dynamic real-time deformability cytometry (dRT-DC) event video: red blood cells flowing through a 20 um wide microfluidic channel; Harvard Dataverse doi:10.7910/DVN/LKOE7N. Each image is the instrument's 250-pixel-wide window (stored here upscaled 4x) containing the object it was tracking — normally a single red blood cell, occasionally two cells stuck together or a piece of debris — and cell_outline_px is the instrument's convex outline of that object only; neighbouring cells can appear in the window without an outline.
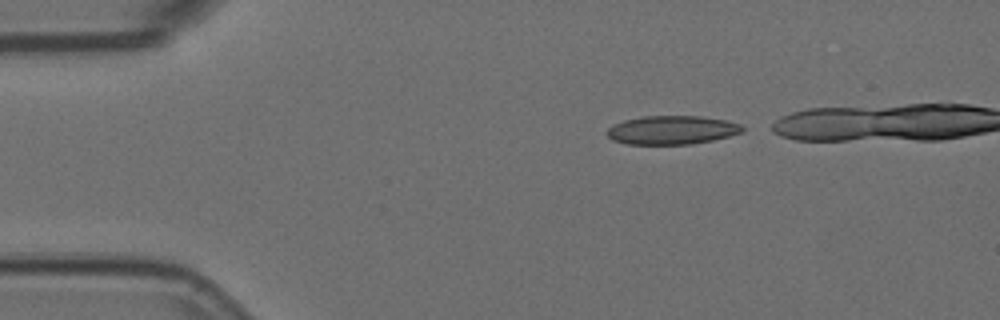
{"species": "Egyptian fruit bat (a non-hibernating species)", "species_latin": "Rousettus aegyptiacus", "temperature_condition": "room temperature", "stored_images_in_passage": 7, "segment_of_instrument_passage": [1, 2], "camera_frame_rate_fps": 3000, "um_per_image_px": 0.085, "animal": {"sex": "female"}, "frame": {"image": 1, "passage_image": 1, "time_ms": 0.0, "image_size_px": [1000, 320], "cell_outline_px": [[744, 132], [712, 140], [692, 144], [628, 144], [612, 140], [604, 132], [612, 124], [624, 120], [644, 116], [700, 116], [724, 120], [740, 124], [744, 128]], "centroid_in_image_um": [57.08, 11.05], "position_along_channel_um": 27.9, "area_um2": 22.66}}
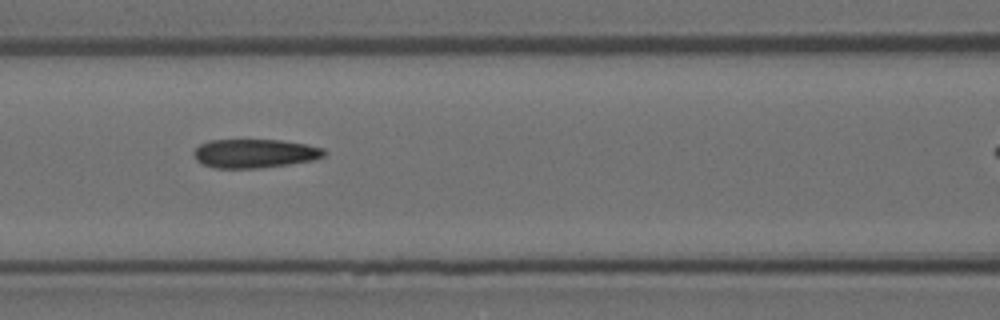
{"frame": {"image": 2, "passage_image": 5, "time_ms": 1.333, "image_size_px": [1000, 320], "cell_outline_px": [[324, 156], [312, 160], [288, 164], [256, 168], [216, 168], [204, 164], [196, 160], [192, 152], [200, 144], [208, 140], [280, 140], [308, 144], [324, 148]], "centroid_in_image_um": [21.63, 13.03], "position_along_channel_um": 145.0, "area_um2": 21.79}}
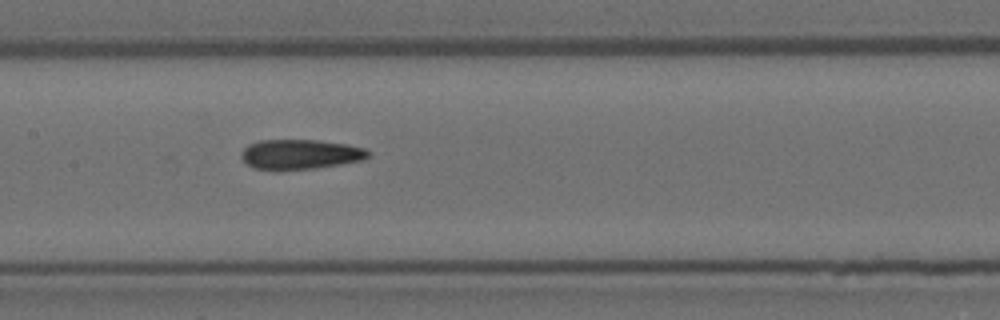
{"frame": {"image": 3, "passage_image": 6, "time_ms": 1.667, "image_size_px": [1000, 320], "cell_outline_px": [[372, 156], [364, 160], [316, 168], [280, 172], [272, 172], [252, 168], [244, 160], [244, 148], [248, 144], [260, 140], [316, 140], [348, 144], [364, 148], [372, 152]], "centroid_in_image_um": [25.56, 13.15], "position_along_channel_um": 181.8, "area_um2": 22.66}}